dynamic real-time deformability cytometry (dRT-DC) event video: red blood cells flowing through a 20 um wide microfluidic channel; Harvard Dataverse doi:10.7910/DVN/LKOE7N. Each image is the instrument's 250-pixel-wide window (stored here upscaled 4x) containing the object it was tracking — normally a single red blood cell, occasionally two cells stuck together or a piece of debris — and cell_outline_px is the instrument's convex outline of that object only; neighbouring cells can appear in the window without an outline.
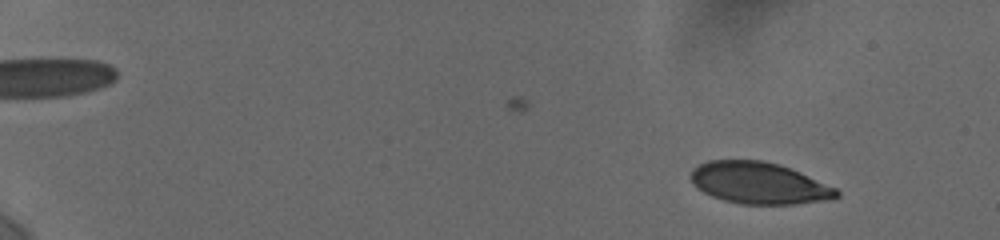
{"species": "human", "species_latin": "Homo sapiens", "temperature_condition": "cold", "stored_images_in_passage": 45, "camera_frame_rate_fps": 3000, "um_per_image_px": 0.085, "donor": {"sex": "female"}, "frame": {"image": 1, "passage_image": 5, "time_ms": 2.0, "image_size_px": [1000, 240], "cell_outline_px": [[840, 196], [832, 200], [796, 204], [744, 204], [724, 200], [712, 196], [704, 192], [688, 176], [692, 168], [708, 160], [764, 160], [780, 164], [836, 188], [840, 192]], "centroid_in_image_um": [64.54, 15.56], "position_along_channel_um": 20.5, "area_um2": 35.37}}
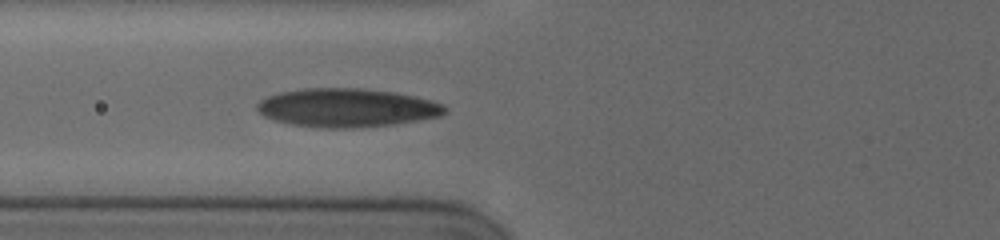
{"frame": {"image": 2, "passage_image": 34, "time_ms": 8.333, "image_size_px": [1000, 240], "cell_outline_px": [[448, 112], [440, 116], [392, 124], [352, 128], [320, 128], [292, 124], [272, 120], [264, 116], [256, 108], [256, 104], [260, 100], [268, 96], [280, 92], [308, 88], [360, 88], [392, 92], [432, 100], [444, 104], [448, 108]], "centroid_in_image_um": [29.47, 9.16], "position_along_channel_um": 96.3, "area_um2": 42.14}}
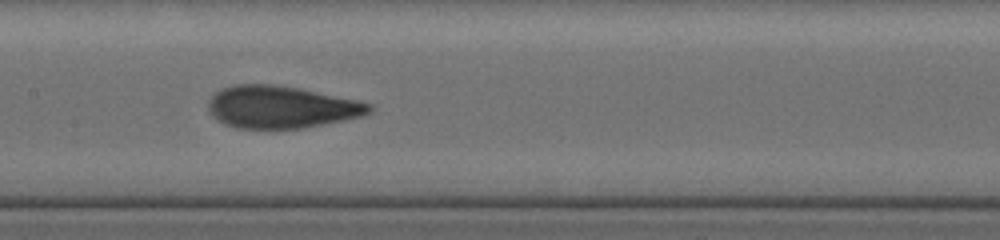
{"frame": {"image": 3, "passage_image": 44, "time_ms": 10.667, "image_size_px": [1000, 240], "cell_outline_px": [[372, 112], [364, 116], [304, 128], [236, 128], [224, 124], [216, 120], [208, 112], [208, 100], [216, 92], [224, 88], [236, 84], [272, 84], [296, 88], [356, 100], [372, 104]], "centroid_in_image_um": [23.87, 9.11], "position_along_channel_um": 183.5, "area_um2": 39.54}}